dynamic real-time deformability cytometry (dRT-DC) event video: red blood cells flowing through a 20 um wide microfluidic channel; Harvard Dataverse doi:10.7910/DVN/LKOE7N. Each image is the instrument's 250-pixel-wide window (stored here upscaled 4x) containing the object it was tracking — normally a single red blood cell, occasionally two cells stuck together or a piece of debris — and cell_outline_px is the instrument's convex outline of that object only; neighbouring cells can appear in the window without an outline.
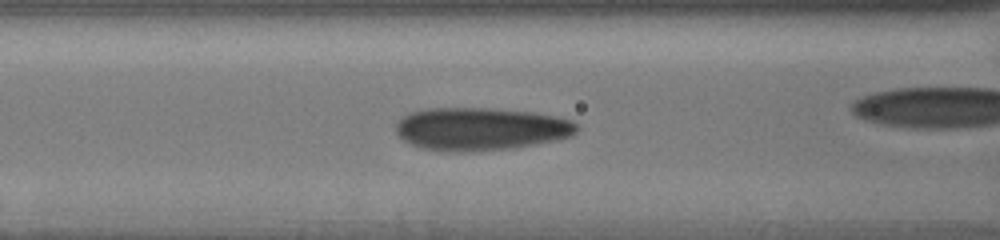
{"species": "human", "species_latin": "Homo sapiens", "temperature_condition": "cold", "stored_images_in_passage": 17, "camera_frame_rate_fps": 3000, "um_per_image_px": 0.085, "donor": {"sex": "male"}, "frame": {"image": 1, "passage_image": 8, "time_ms": 3.333, "image_size_px": [1000, 240], "cell_outline_px": [[580, 128], [572, 136], [560, 140], [512, 148], [468, 152], [440, 152], [420, 148], [408, 144], [396, 132], [396, 124], [404, 116], [412, 112], [428, 108], [492, 108], [536, 112], [556, 116], [572, 120], [580, 124]], "centroid_in_image_um": [40.9, 10.97], "position_along_channel_um": 125.7, "area_um2": 45.95}}
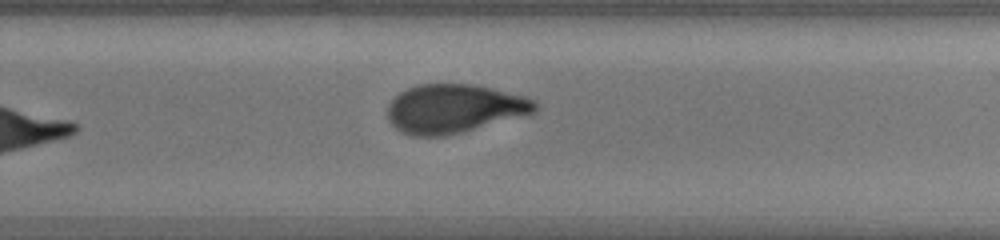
{"frame": {"image": 2, "passage_image": 17, "time_ms": 8.667, "image_size_px": [1000, 240], "cell_outline_px": [[540, 108], [536, 112], [528, 116], [444, 136], [412, 136], [400, 132], [388, 120], [388, 104], [400, 92], [416, 84], [472, 84], [492, 88], [524, 96], [536, 100]], "centroid_in_image_um": [38.66, 9.24], "position_along_channel_um": 291.1, "area_um2": 42.37}}